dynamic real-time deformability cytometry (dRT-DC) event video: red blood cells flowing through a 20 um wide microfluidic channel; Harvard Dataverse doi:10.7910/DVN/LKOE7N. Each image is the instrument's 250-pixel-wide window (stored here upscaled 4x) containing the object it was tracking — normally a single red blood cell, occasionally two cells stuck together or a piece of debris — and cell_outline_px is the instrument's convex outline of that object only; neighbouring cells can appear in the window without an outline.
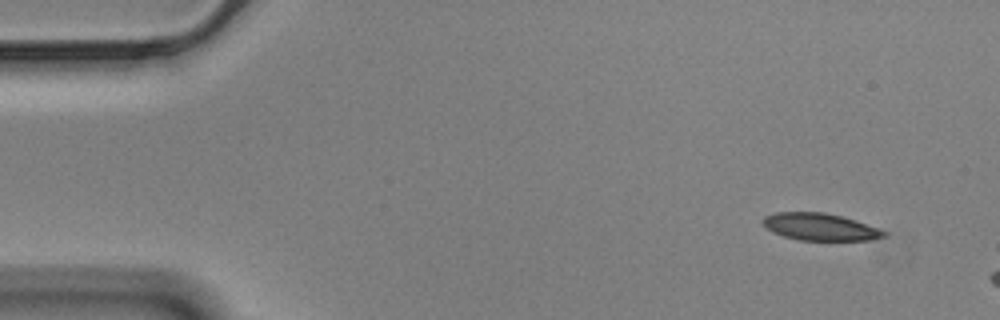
{"species": "Egyptian fruit bat (a non-hibernating species)", "species_latin": "Rousettus aegyptiacus", "temperature_condition": "cold", "stored_images_in_passage": 8, "camera_frame_rate_fps": 3000, "um_per_image_px": 0.085, "animal": {"sex": "male"}, "frame": {"image": 1, "passage_image": 1, "time_ms": 0.0, "image_size_px": [1000, 320], "cell_outline_px": [[888, 236], [868, 240], [800, 240], [784, 236], [772, 232], [760, 220], [764, 216], [776, 212], [824, 212], [856, 220], [880, 228], [888, 232]], "centroid_in_image_um": [69.74, 19.28], "position_along_channel_um": 15.3, "area_um2": 19.25}}